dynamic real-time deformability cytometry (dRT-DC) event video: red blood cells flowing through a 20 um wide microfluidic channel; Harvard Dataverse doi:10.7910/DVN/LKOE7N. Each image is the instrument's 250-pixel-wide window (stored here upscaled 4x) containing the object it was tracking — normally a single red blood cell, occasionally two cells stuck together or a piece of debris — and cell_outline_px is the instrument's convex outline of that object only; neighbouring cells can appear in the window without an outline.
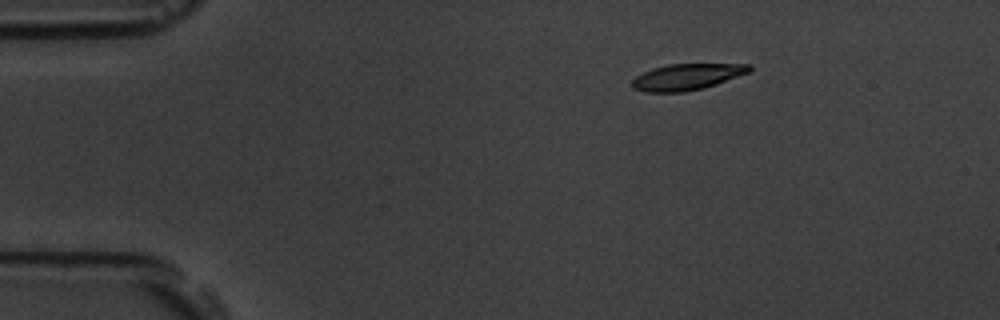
{"species": "common noctule bat (a hibernating species)", "species_latin": "Nyctalus noctula", "temperature_condition": "room temperature", "stored_images_in_passage": 3, "camera_frame_rate_fps": 3000, "um_per_image_px": 0.085, "animal": {"sex": "male", "body_mass_g": 19.5, "forearm_length_mm": 54.6}, "frame": {"image": 1, "passage_image": 1, "time_ms": 0.0, "image_size_px": [1000, 320], "cell_outline_px": [[752, 72], [704, 88], [684, 92], [648, 92], [632, 88], [632, 80], [636, 76], [652, 68], [668, 64], [752, 64]], "centroid_in_image_um": [58.43, 6.53], "position_along_channel_um": 26.6, "area_um2": 18.03}}